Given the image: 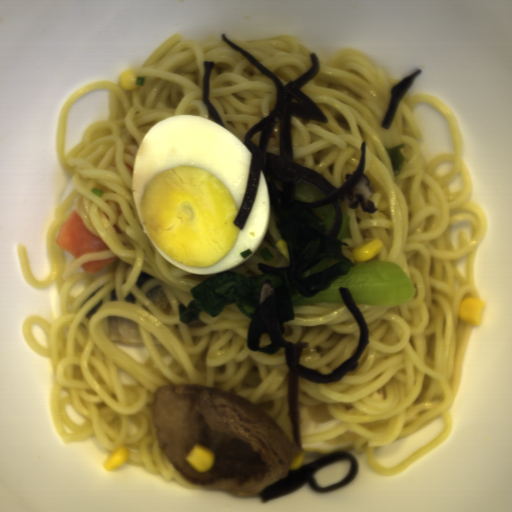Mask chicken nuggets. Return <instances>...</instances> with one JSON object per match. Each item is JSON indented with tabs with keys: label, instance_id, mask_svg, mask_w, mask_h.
Wrapping results in <instances>:
<instances>
[{
	"label": "chicken nuggets",
	"instance_id": "2",
	"mask_svg": "<svg viewBox=\"0 0 512 512\" xmlns=\"http://www.w3.org/2000/svg\"><path fill=\"white\" fill-rule=\"evenodd\" d=\"M146 298L152 303L155 309L163 316L169 313L171 304L169 303L161 285L152 287L146 294Z\"/></svg>",
	"mask_w": 512,
	"mask_h": 512
},
{
	"label": "chicken nuggets",
	"instance_id": "1",
	"mask_svg": "<svg viewBox=\"0 0 512 512\" xmlns=\"http://www.w3.org/2000/svg\"><path fill=\"white\" fill-rule=\"evenodd\" d=\"M108 330L110 341L130 345L145 344L140 326L131 319L108 316Z\"/></svg>",
	"mask_w": 512,
	"mask_h": 512
}]
</instances>
